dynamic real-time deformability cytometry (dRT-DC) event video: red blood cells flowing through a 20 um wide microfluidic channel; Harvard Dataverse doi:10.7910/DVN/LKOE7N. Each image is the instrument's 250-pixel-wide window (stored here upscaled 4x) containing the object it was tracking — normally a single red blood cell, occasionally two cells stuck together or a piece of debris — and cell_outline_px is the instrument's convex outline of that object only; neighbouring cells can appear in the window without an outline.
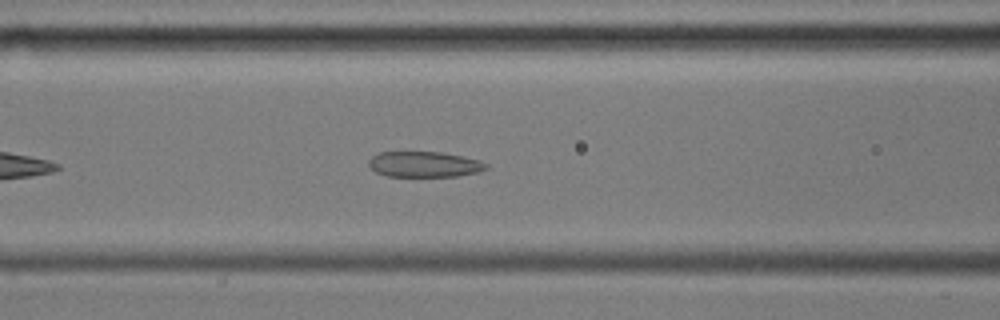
{"species": "common noctule bat (a hibernating species)", "species_latin": "Nyctalus noctula", "temperature_condition": "cold", "stored_images_in_passage": 32, "camera_frame_rate_fps": 3000, "um_per_image_px": 0.085, "animal": {"sex": "male", "body_mass_g": 17.9, "forearm_length_mm": 54.2}, "frame": {"image": 1, "passage_image": 8, "time_ms": 2.333, "image_size_px": [1000, 320], "cell_outline_px": [[488, 168], [476, 172], [456, 176], [388, 176], [376, 172], [368, 164], [368, 160], [372, 156], [380, 152], [440, 152], [480, 160], [488, 164]], "centroid_in_image_um": [36.05, 13.96], "position_along_channel_um": 130.5, "area_um2": 17.34}}
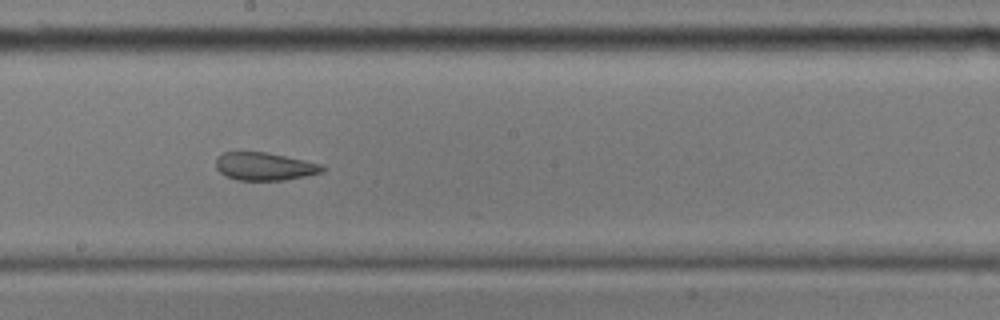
{"frame": {"image": 2, "passage_image": 16, "time_ms": 5.0, "image_size_px": [1000, 320], "cell_outline_px": [[328, 168], [324, 172], [284, 180], [236, 180], [220, 172], [216, 168], [216, 160], [224, 152], [264, 152], [324, 164]], "centroid_in_image_um": [22.55, 14.15], "position_along_channel_um": 225.7, "area_um2": 17.22}}
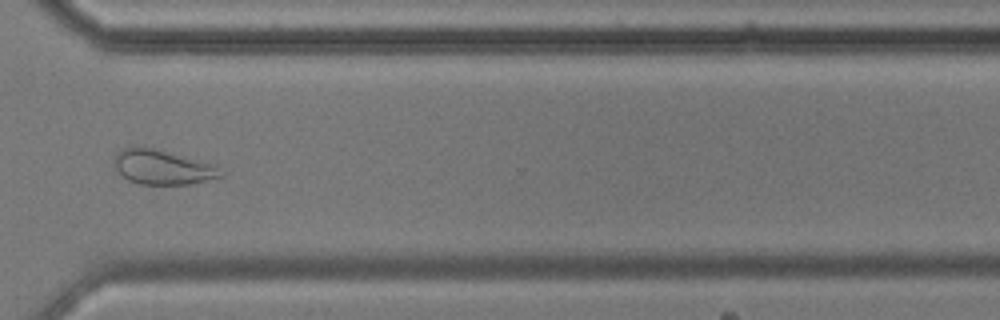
{"frame": {"image": 3, "passage_image": 27, "time_ms": 8.667, "image_size_px": [1000, 320], "cell_outline_px": [[224, 176], [188, 184], [140, 184], [128, 180], [112, 164], [112, 160], [116, 152], [120, 148], [128, 144], [152, 148], [216, 164], [224, 172]], "centroid_in_image_um": [13.77, 14.18], "position_along_channel_um": 356.8, "area_um2": 21.85}, "authors_computed_cell_mechanics": {"area_um2": 18.0336, "velocity_mm_per_s": 3.5791, "shape_relaxation_time_tau1_ms": null, "shape_relaxation_time_tau2_ms": 3.0068, "deformation_change_tau1": null, "deformation_change_tau2": 0.1103}}